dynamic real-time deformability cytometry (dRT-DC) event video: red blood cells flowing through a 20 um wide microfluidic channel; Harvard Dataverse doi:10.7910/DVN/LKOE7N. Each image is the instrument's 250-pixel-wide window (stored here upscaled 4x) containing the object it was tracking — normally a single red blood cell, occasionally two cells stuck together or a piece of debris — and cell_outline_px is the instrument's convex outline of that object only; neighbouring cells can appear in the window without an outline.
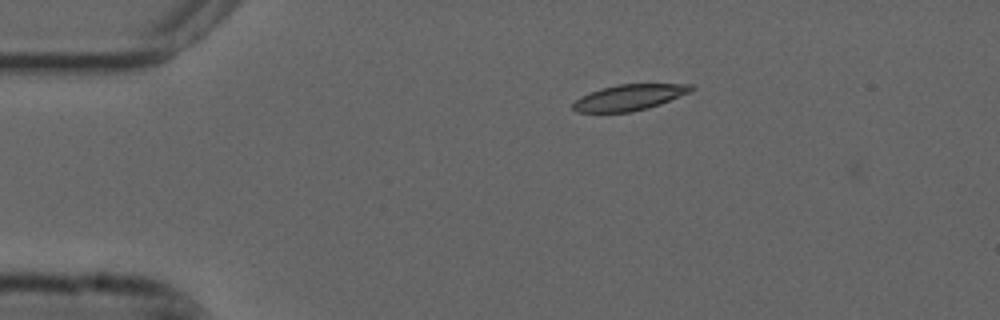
{"species": "common noctule bat (a hibernating species)", "species_latin": "Nyctalus noctula", "temperature_condition": "cold", "stored_images_in_passage": 2, "camera_frame_rate_fps": 3000, "um_per_image_px": 0.085, "animal": {"sex": "male", "forearm_length_mm": 52.5}, "frame": {"image": 1, "passage_image": 1, "time_ms": 0.0, "image_size_px": [1000, 320], "cell_outline_px": [[696, 88], [692, 92], [660, 104], [648, 108], [632, 112], [576, 112], [572, 108], [572, 104], [580, 96], [600, 88], [620, 84], [692, 84]], "centroid_in_image_um": [53.51, 8.28], "position_along_channel_um": 31.5, "area_um2": 17.98}}